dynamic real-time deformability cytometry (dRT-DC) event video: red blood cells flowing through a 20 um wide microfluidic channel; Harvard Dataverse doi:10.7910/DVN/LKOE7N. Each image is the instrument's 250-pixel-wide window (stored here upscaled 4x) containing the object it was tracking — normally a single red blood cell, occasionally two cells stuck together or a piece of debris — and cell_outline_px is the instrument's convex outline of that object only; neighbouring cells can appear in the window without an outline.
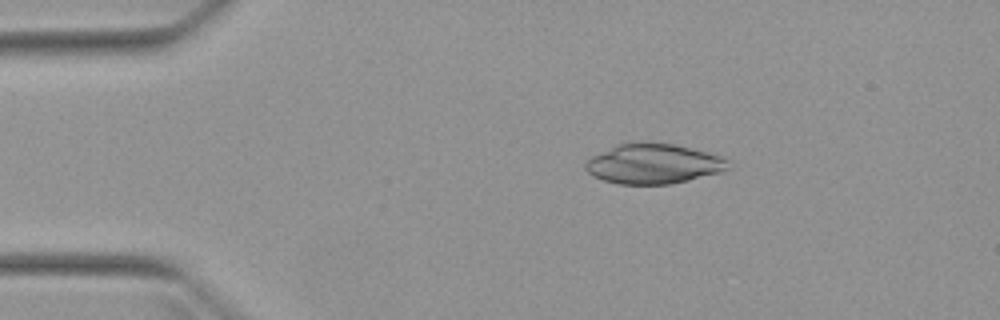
{"species": "Egyptian fruit bat (a non-hibernating species)", "species_latin": "Rousettus aegyptiacus", "temperature_condition": "warm", "stored_images_in_passage": 5, "camera_frame_rate_fps": 3000, "um_per_image_px": 0.085, "animal": {"sex": "female"}, "frame": {"image": 1, "passage_image": 3, "time_ms": 2.333, "image_size_px": [1000, 320], "cell_outline_px": [[728, 168], [724, 172], [688, 180], [668, 184], [620, 184], [604, 180], [592, 176], [584, 168], [584, 164], [592, 156], [620, 144], [648, 140], [672, 144], [708, 152], [724, 156], [728, 160]], "centroid_in_image_um": [55.57, 13.91], "position_along_channel_um": 29.4, "area_um2": 33.41}}
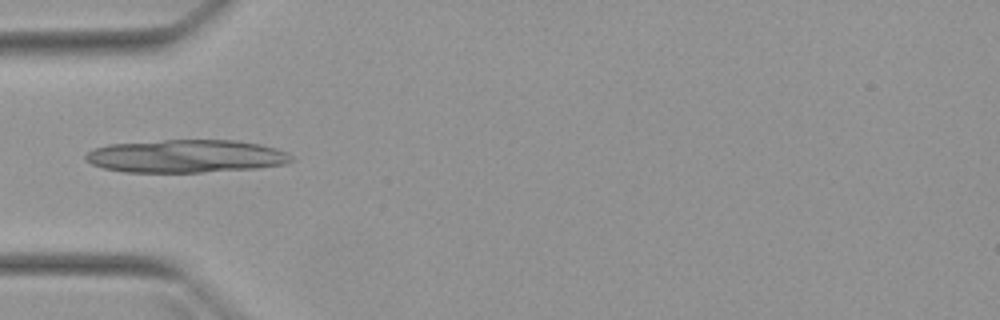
{"frame": {"image": 2, "passage_image": 5, "time_ms": 4.667, "image_size_px": [1000, 320], "cell_outline_px": [[292, 160], [284, 164], [256, 168], [200, 172], [124, 172], [104, 168], [92, 164], [84, 160], [84, 156], [88, 152], [96, 148], [108, 144], [164, 140], [236, 140], [260, 144], [276, 148], [288, 152], [292, 156]], "centroid_in_image_um": [15.8, 13.27], "position_along_channel_um": 69.2, "area_um2": 39.48}}